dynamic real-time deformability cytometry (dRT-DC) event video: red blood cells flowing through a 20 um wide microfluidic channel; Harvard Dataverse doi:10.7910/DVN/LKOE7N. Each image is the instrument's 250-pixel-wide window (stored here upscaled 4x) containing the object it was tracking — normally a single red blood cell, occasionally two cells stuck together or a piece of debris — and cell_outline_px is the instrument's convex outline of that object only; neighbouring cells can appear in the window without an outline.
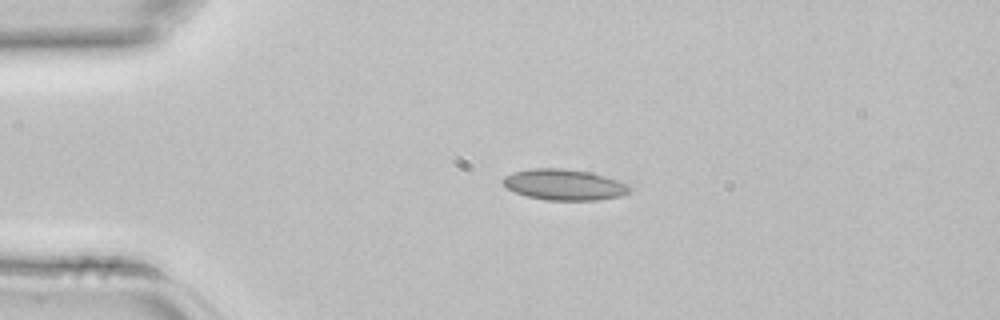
{"species": "common noctule bat (a hibernating species)", "species_latin": "Nyctalus noctula", "temperature_condition": "room temperature", "stored_images_in_passage": 4, "camera_frame_rate_fps": 3000, "um_per_image_px": 0.085, "animal": {"sex": "female", "body_mass_g": 22.7, "forearm_length_mm": 54.2}, "frame": {"image": 1, "passage_image": 2, "time_ms": 0.333, "image_size_px": [1000, 320], "cell_outline_px": [[632, 188], [628, 192], [620, 196], [596, 200], [548, 200], [528, 196], [516, 192], [508, 188], [500, 180], [504, 176], [512, 172], [532, 168], [564, 168], [592, 172], [628, 184]], "centroid_in_image_um": [47.94, 15.68], "position_along_channel_um": 37.1, "area_um2": 22.77}}